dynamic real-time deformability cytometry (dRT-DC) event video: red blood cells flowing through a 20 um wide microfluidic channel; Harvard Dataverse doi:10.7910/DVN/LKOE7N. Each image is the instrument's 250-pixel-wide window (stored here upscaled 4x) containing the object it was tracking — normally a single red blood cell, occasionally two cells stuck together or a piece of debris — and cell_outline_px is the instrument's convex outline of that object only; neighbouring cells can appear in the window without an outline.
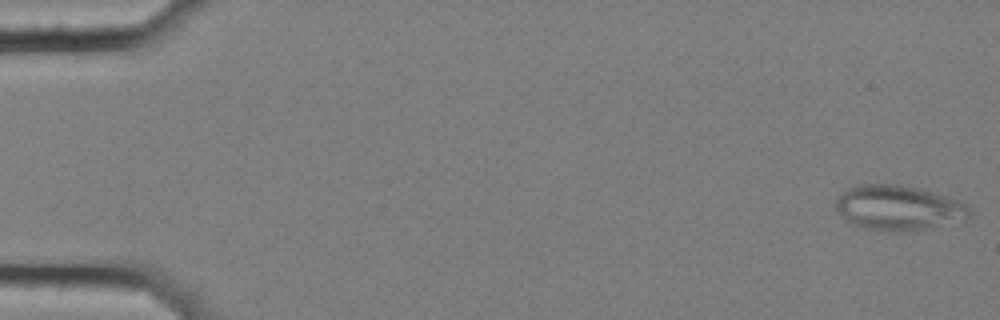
{"species": "common noctule bat (a hibernating species)", "species_latin": "Nyctalus noctula", "temperature_condition": "cold", "stored_images_in_passage": 57, "segment_of_instrument_passage": [1, 2], "camera_frame_rate_fps": 3000, "um_per_image_px": 0.085, "animal": {"sex": "female", "body_mass_g": 25.1}, "frame": {"image": 1, "passage_image": 1, "time_ms": 0.0, "image_size_px": [1000, 320], "cell_outline_px": [[968, 220], [924, 228], [900, 232], [884, 232], [864, 228], [852, 224], [836, 208], [836, 200], [848, 188], [860, 184], [900, 184], [916, 188], [960, 200], [968, 208]], "centroid_in_image_um": [76.36, 17.67], "position_along_channel_um": 8.6, "area_um2": 34.62}}